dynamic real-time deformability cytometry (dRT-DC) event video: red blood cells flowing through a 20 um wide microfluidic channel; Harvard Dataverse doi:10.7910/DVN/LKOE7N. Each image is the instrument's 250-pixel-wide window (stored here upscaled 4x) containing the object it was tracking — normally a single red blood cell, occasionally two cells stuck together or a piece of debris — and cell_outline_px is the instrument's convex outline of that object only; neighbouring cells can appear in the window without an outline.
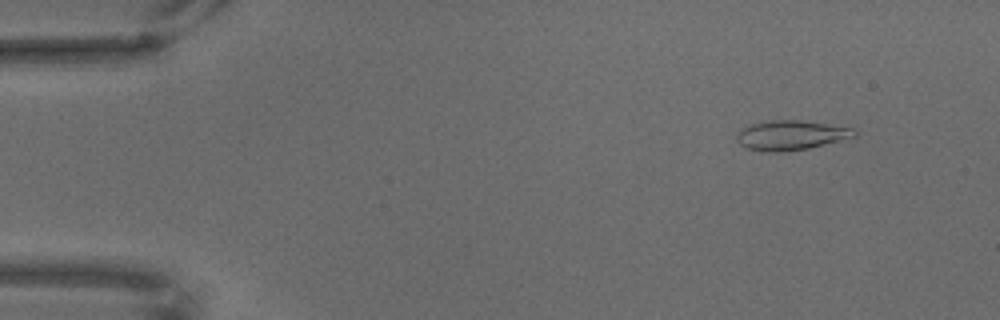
{"species": "common noctule bat (a hibernating species)", "species_latin": "Nyctalus noctula", "temperature_condition": "warm", "stored_images_in_passage": 69, "camera_frame_rate_fps": 3000, "um_per_image_px": 0.085, "animal": {"sex": "male", "body_mass_g": 18.8}, "frame": {"image": 1, "passage_image": 7, "time_ms": 2.0, "image_size_px": [1000, 320], "cell_outline_px": [[860, 132], [856, 136], [808, 148], [784, 152], [764, 152], [748, 148], [740, 144], [736, 140], [736, 132], [748, 124], [768, 120], [804, 120], [852, 128]], "centroid_in_image_um": [67.19, 11.48], "position_along_channel_um": 17.8, "area_um2": 20.52}}
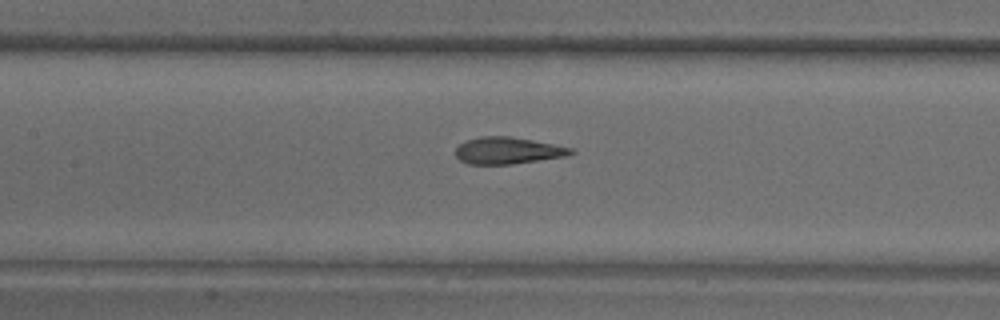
{"frame": {"image": 2, "passage_image": 32, "time_ms": 10.333, "image_size_px": [1000, 320], "cell_outline_px": [[576, 152], [564, 156], [512, 164], [468, 164], [460, 160], [456, 156], [456, 148], [460, 144], [468, 140], [480, 136], [508, 136], [532, 140], [572, 148]], "centroid_in_image_um": [43.13, 12.8], "position_along_channel_um": 164.3, "area_um2": 17.74}}
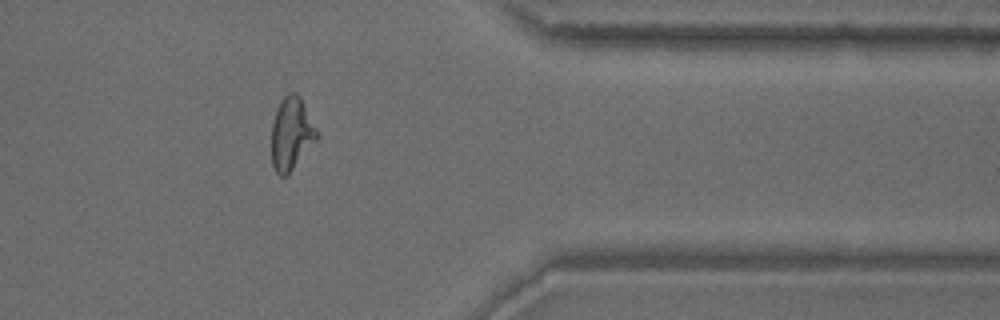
{"frame": {"image": 3, "passage_image": 56, "time_ms": 18.333, "image_size_px": [1000, 320], "cell_outline_px": [[316, 140], [288, 176], [280, 176], [276, 172], [272, 164], [272, 120], [276, 108], [280, 100], [288, 92], [296, 92], [300, 96], [316, 128]], "centroid_in_image_um": [24.74, 11.36], "position_along_channel_um": 386.7, "area_um2": 19.19}}